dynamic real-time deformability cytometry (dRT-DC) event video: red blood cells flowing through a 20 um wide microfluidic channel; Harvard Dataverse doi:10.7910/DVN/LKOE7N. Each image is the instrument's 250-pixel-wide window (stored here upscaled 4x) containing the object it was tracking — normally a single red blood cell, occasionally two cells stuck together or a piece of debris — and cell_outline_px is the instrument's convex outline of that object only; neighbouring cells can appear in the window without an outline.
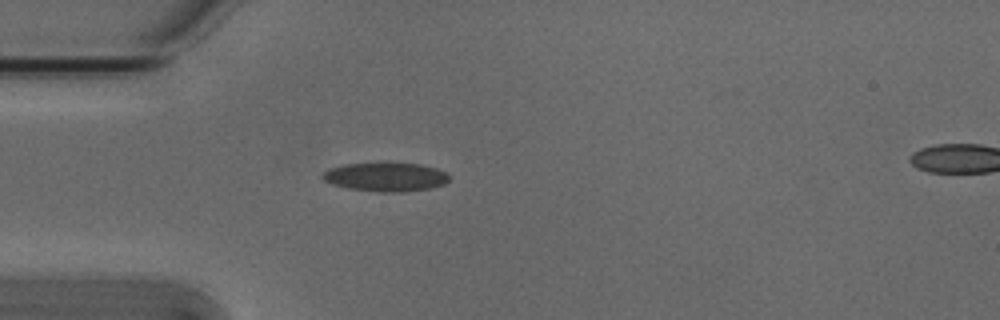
{"species": "Egyptian fruit bat (a non-hibernating species)", "species_latin": "Rousettus aegyptiacus", "temperature_condition": "cold", "stored_images_in_passage": 2, "segment_of_instrument_passage": [1, 2], "camera_frame_rate_fps": 3000, "um_per_image_px": 0.085, "animal": {"sex": "male"}, "frame": {"image": 1, "passage_image": 1, "time_ms": 0.0, "image_size_px": [1000, 320], "cell_outline_px": [[452, 176], [444, 184], [428, 188], [404, 192], [380, 192], [348, 188], [332, 184], [324, 180], [320, 176], [328, 168], [344, 164], [388, 160], [420, 164], [436, 168], [448, 172]], "centroid_in_image_um": [32.79, 14.99], "position_along_channel_um": 52.2, "area_um2": 22.2}}